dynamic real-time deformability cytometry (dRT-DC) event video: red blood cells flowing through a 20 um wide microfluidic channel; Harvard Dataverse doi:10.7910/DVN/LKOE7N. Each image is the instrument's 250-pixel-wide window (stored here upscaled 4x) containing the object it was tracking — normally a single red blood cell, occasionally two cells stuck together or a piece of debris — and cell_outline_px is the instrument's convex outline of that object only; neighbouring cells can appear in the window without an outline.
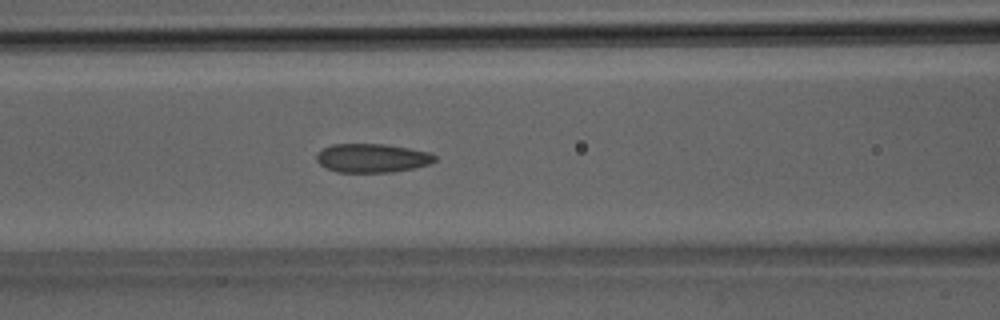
{"species": "Egyptian fruit bat (a non-hibernating species)", "species_latin": "Rousettus aegyptiacus", "temperature_condition": "room temperature", "stored_images_in_passage": 35, "camera_frame_rate_fps": 3000, "um_per_image_px": 0.085, "animal": {"sex": "male"}, "frame": {"image": 1, "passage_image": 16, "time_ms": 5.0, "image_size_px": [1000, 320], "cell_outline_px": [[436, 160], [428, 164], [416, 168], [392, 172], [336, 172], [320, 164], [316, 160], [316, 152], [332, 144], [388, 144], [428, 152], [436, 156]], "centroid_in_image_um": [31.62, 13.43], "position_along_channel_um": 135.0, "area_um2": 19.88}}
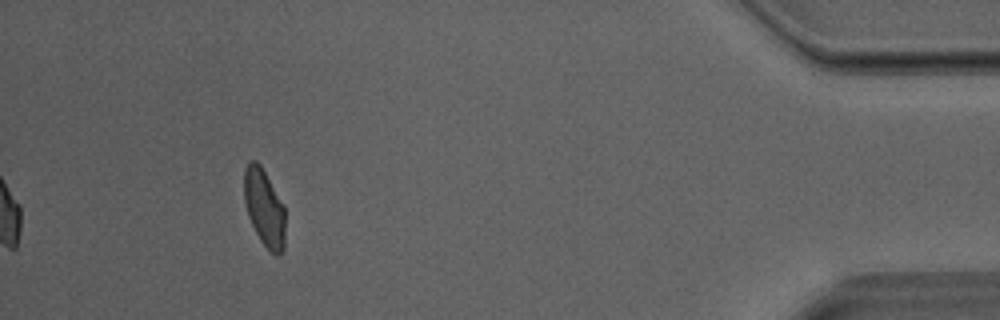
{"frame": {"image": 2, "passage_image": 35, "time_ms": 11.333, "image_size_px": [1000, 320], "cell_outline_px": [[284, 248], [280, 256], [276, 256], [268, 252], [260, 240], [248, 216], [244, 204], [244, 168], [248, 160], [256, 160], [260, 164], [284, 204]], "centroid_in_image_um": [22.45, 17.67], "position_along_channel_um": 412.7, "area_um2": 18.84}}